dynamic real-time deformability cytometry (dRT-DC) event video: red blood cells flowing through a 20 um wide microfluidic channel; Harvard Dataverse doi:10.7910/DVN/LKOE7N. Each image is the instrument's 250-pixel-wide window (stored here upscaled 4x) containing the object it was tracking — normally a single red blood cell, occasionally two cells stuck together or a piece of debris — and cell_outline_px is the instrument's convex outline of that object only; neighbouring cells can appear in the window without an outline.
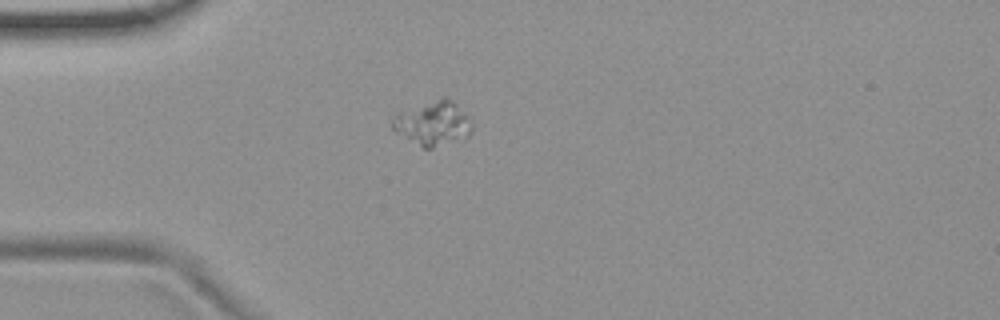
{"species": "common noctule bat (a hibernating species)", "species_latin": "Nyctalus noctula", "temperature_condition": "room temperature", "stored_images_in_passage": 41, "camera_frame_rate_fps": 3000, "um_per_image_px": 0.085, "animal": {"sex": "female", "body_mass_g": 19.9}, "frame": {"image": 1, "passage_image": 1, "time_ms": 0.0, "image_size_px": [1000, 320], "cell_outline_px": [[472, 128], [468, 136], [432, 148], [424, 148], [396, 132], [392, 128], [392, 120], [396, 116], [440, 96], [444, 96], [452, 100], [468, 116], [472, 124]], "centroid_in_image_um": [36.85, 10.48], "position_along_channel_um": 48.2, "area_um2": 19.88}}
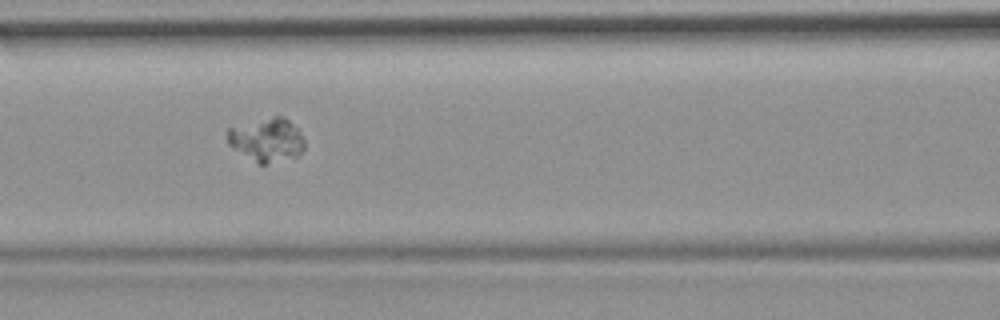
{"frame": {"image": 2, "passage_image": 10, "time_ms": 3.0, "image_size_px": [1000, 320], "cell_outline_px": [[304, 148], [296, 156], [264, 164], [256, 164], [228, 144], [228, 128], [276, 116], [280, 116], [288, 120], [296, 128], [304, 140]], "centroid_in_image_um": [22.66, 11.91], "position_along_channel_um": 143.9, "area_um2": 19.02}}
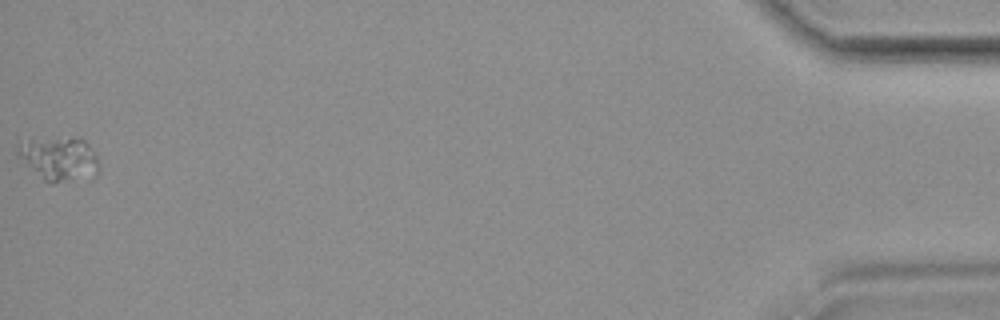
{"frame": {"image": 3, "passage_image": 41, "time_ms": 13.333, "image_size_px": [1000, 320], "cell_outline_px": [[100, 172], [96, 176], [52, 184], [44, 180], [16, 152], [16, 148], [32, 140], [80, 136], [88, 144], [96, 156], [100, 168]], "centroid_in_image_um": [5.14, 13.5], "position_along_channel_um": 430.1, "area_um2": 20.4}}